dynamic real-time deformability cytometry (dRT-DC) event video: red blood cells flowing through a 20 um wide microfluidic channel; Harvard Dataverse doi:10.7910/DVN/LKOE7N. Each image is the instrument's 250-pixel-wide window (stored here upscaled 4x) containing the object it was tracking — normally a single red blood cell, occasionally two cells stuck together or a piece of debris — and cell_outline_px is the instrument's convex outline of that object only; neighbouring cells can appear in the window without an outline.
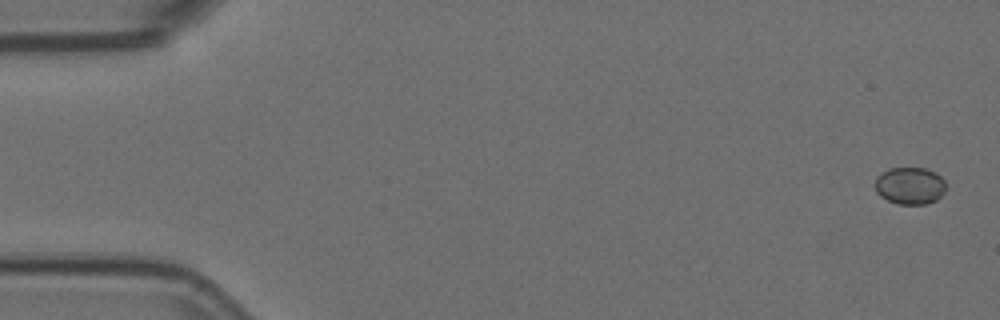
{"species": "Egyptian fruit bat (a non-hibernating species)", "species_latin": "Rousettus aegyptiacus", "temperature_condition": "room temperature", "stored_images_in_passage": 4, "camera_frame_rate_fps": 3000, "um_per_image_px": 0.085, "animal": {"sex": "female"}, "frame": {"image": 1, "passage_image": 1, "time_ms": 0.0, "image_size_px": [1000, 320], "cell_outline_px": [[944, 192], [936, 200], [924, 204], [896, 204], [880, 196], [876, 192], [876, 176], [880, 172], [888, 168], [924, 168], [936, 172], [944, 180]], "centroid_in_image_um": [77.31, 15.78], "position_along_channel_um": 7.7, "area_um2": 15.37}}